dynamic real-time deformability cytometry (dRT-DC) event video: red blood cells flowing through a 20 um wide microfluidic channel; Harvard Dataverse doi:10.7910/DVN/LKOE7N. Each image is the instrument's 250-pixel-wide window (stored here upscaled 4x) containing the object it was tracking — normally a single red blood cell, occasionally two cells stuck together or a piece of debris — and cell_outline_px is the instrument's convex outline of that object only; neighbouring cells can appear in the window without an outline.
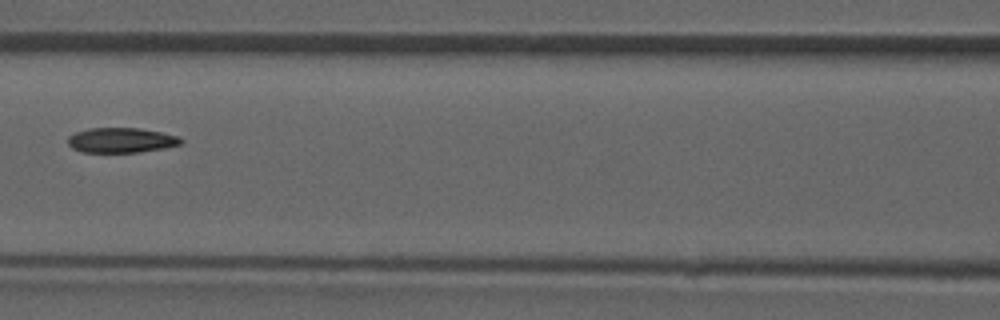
{"species": "common noctule bat (a hibernating species)", "species_latin": "Nyctalus noctula", "temperature_condition": "room temperature", "stored_images_in_passage": 5, "camera_frame_rate_fps": 3000, "um_per_image_px": 0.085, "animal": {"sex": "male", "forearm_length_mm": 52.5}, "frame": {"image": 1, "passage_image": 4, "time_ms": 3.667, "image_size_px": [1000, 320], "cell_outline_px": [[184, 140], [180, 144], [164, 148], [140, 152], [80, 152], [72, 148], [68, 144], [68, 136], [76, 132], [88, 128], [140, 128], [180, 136]], "centroid_in_image_um": [10.3, 11.92], "position_along_channel_um": 156.3, "area_um2": 16.53}}
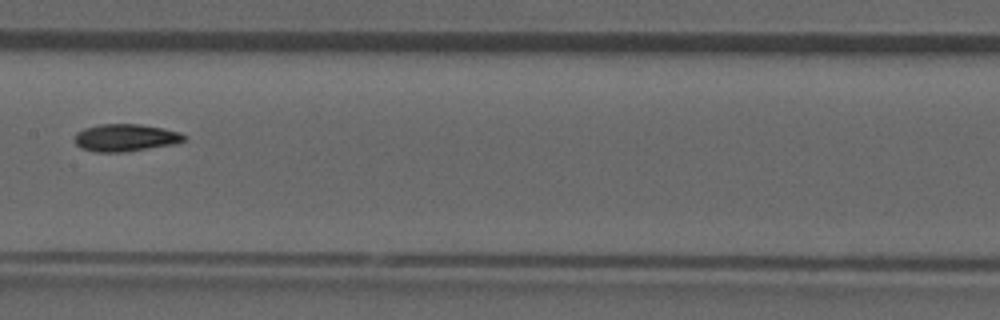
{"frame": {"image": 2, "passage_image": 5, "time_ms": 4.667, "image_size_px": [1000, 320], "cell_outline_px": [[184, 140], [176, 144], [124, 152], [92, 152], [80, 148], [72, 140], [76, 132], [84, 128], [100, 124], [140, 124], [180, 132], [184, 136]], "centroid_in_image_um": [10.59, 11.71], "position_along_channel_um": 196.8, "area_um2": 17.57}}